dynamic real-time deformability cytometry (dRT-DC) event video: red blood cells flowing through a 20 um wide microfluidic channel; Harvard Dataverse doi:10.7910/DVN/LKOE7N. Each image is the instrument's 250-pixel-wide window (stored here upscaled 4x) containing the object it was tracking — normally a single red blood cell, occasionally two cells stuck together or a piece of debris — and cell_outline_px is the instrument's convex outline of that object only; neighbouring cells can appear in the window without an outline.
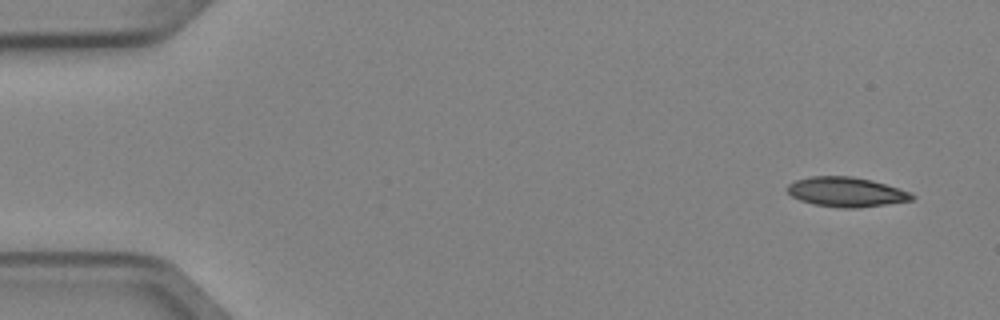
{"species": "Egyptian fruit bat (a non-hibernating species)", "species_latin": "Rousettus aegyptiacus", "temperature_condition": "cold", "stored_images_in_passage": 7, "camera_frame_rate_fps": 3000, "um_per_image_px": 0.085, "animal": {"sex": "female"}, "frame": {"image": 1, "passage_image": 1, "time_ms": 0.0, "image_size_px": [1000, 320], "cell_outline_px": [[916, 196], [912, 200], [856, 208], [840, 208], [812, 204], [800, 200], [792, 196], [784, 188], [788, 184], [796, 180], [812, 176], [852, 176], [872, 180], [912, 192]], "centroid_in_image_um": [71.91, 16.31], "position_along_channel_um": 13.1, "area_um2": 21.62}}
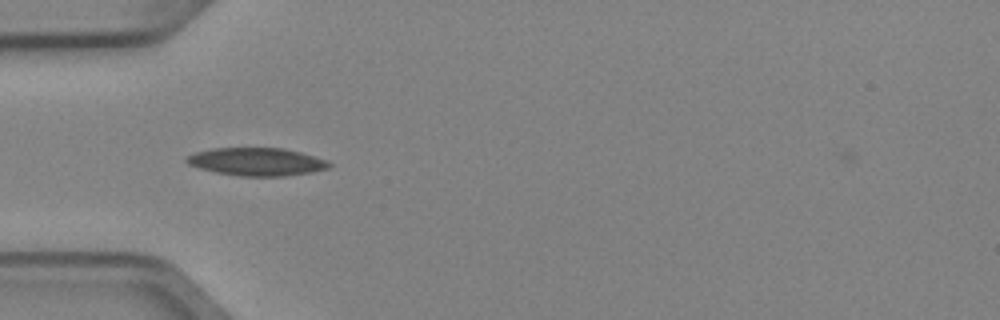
{"frame": {"image": 2, "passage_image": 4, "time_ms": 1.0, "image_size_px": [1000, 320], "cell_outline_px": [[332, 164], [328, 168], [312, 172], [284, 176], [240, 176], [216, 172], [200, 168], [188, 164], [184, 160], [188, 156], [196, 152], [212, 148], [284, 148], [300, 152], [324, 160]], "centroid_in_image_um": [21.8, 13.75], "position_along_channel_um": 63.2, "area_um2": 22.95}}
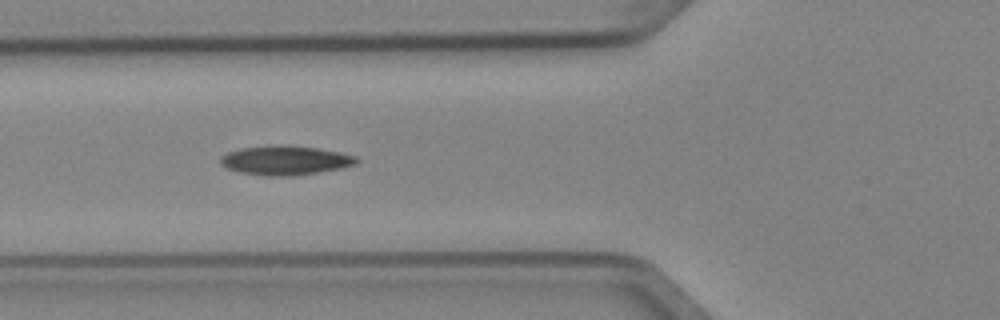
{"frame": {"image": 3, "passage_image": 5, "time_ms": 1.333, "image_size_px": [1000, 320], "cell_outline_px": [[360, 160], [356, 164], [340, 168], [320, 172], [292, 176], [268, 176], [240, 172], [228, 168], [220, 164], [220, 156], [228, 152], [240, 148], [316, 148], [340, 152], [356, 156]], "centroid_in_image_um": [24.28, 13.68], "position_along_channel_um": 101.5, "area_um2": 22.14}}